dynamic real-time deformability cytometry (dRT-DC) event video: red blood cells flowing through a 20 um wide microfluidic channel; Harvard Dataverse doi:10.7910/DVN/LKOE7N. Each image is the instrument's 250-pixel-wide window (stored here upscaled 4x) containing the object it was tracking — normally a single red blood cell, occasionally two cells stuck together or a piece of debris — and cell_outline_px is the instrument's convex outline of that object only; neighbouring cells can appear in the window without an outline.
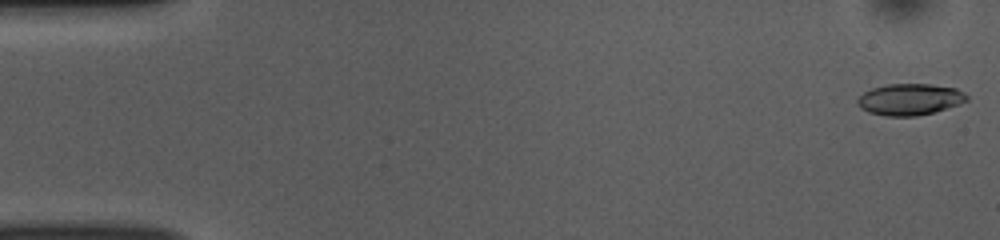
{"species": "common noctule bat (a hibernating species)", "species_latin": "Nyctalus noctula", "temperature_condition": "room temperature", "stored_images_in_passage": 52, "camera_frame_rate_fps": 3000, "um_per_image_px": 0.085, "animal": {"sex": "female", "body_mass_g": 10.0, "forearm_length_mm": 53.1}, "frame": {"image": 1, "passage_image": 1, "time_ms": 0.0, "image_size_px": [1000, 240], "cell_outline_px": [[968, 100], [960, 104], [932, 112], [916, 116], [888, 116], [868, 112], [860, 108], [856, 100], [864, 92], [872, 88], [888, 84], [932, 84], [956, 88], [964, 92], [968, 96]], "centroid_in_image_um": [77.34, 8.44], "position_along_channel_um": 7.7, "area_um2": 20.0}}
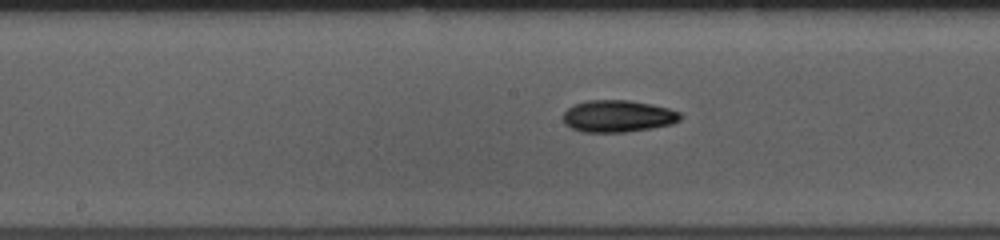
{"frame": {"image": 2, "passage_image": 26, "time_ms": 8.333, "image_size_px": [1000, 240], "cell_outline_px": [[680, 120], [672, 124], [652, 128], [624, 132], [584, 132], [572, 128], [564, 124], [564, 112], [568, 108], [576, 104], [588, 100], [628, 100], [652, 104], [668, 108], [680, 112]], "centroid_in_image_um": [52.53, 9.87], "position_along_channel_um": 195.7, "area_um2": 21.73}}
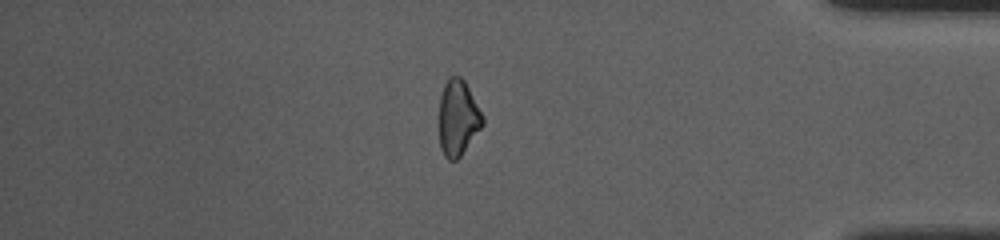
{"frame": {"image": 3, "passage_image": 44, "time_ms": 14.333, "image_size_px": [1000, 240], "cell_outline_px": [[484, 124], [460, 156], [456, 160], [448, 160], [444, 156], [440, 148], [440, 96], [444, 84], [448, 76], [460, 76], [464, 80], [484, 116]], "centroid_in_image_um": [38.93, 10.01], "position_along_channel_um": 396.3, "area_um2": 19.13}, "authors_computed_cell_mechanics": {"area_um2": 20.5479, "velocity_mm_per_s": 3.8727, "shape_relaxation_time_tau1_ms": 5.6708, "shape_relaxation_time_tau2_ms": null, "deformation_change_tau1": 0.1455, "deformation_change_tau2": null}}